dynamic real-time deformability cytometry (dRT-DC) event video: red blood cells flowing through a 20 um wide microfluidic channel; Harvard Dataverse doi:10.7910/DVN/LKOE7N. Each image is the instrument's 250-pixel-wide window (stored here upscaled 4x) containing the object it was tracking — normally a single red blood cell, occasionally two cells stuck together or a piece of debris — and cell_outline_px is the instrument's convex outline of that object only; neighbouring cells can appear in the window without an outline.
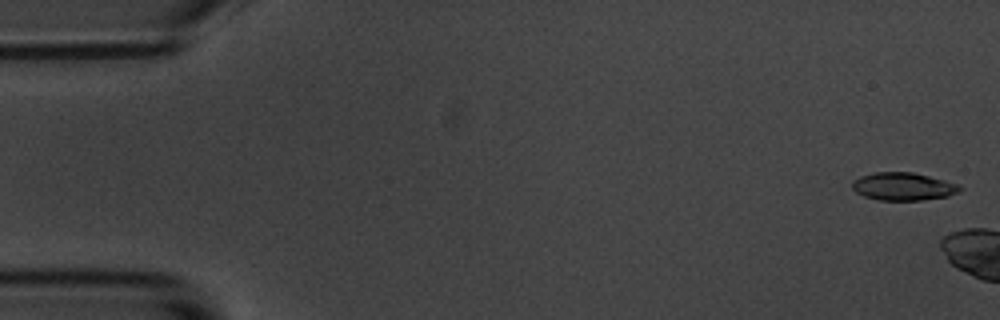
{"species": "common noctule bat (a hibernating species)", "species_latin": "Nyctalus noctula", "temperature_condition": "room temperature", "stored_images_in_passage": 3, "camera_frame_rate_fps": 3000, "um_per_image_px": 0.085, "animal": {"sex": "male", "body_mass_g": 20.1, "forearm_length_mm": 53.5}, "frame": {"image": 1, "passage_image": 1, "time_ms": 0.0, "image_size_px": [1000, 320], "cell_outline_px": [[964, 188], [948, 196], [920, 200], [880, 200], [864, 196], [856, 192], [852, 188], [852, 184], [860, 176], [876, 172], [912, 172], [960, 184]], "centroid_in_image_um": [76.79, 15.85], "position_along_channel_um": 8.2, "area_um2": 17.28}}